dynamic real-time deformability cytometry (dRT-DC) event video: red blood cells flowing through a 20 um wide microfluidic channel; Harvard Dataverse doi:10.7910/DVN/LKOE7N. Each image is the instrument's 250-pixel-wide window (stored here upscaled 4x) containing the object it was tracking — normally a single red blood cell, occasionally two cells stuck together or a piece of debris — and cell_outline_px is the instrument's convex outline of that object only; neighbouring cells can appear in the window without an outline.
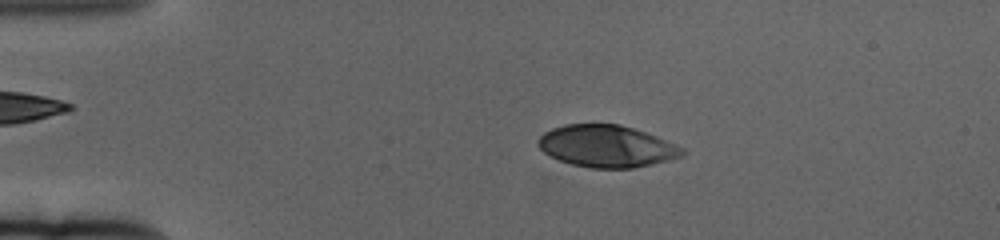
{"species": "human", "species_latin": "Homo sapiens", "temperature_condition": "cold", "stored_images_in_passage": 61, "camera_frame_rate_fps": 3000, "um_per_image_px": 0.085, "donor": {"sex": "female"}, "frame": {"image": 1, "passage_image": 12, "time_ms": 3.667, "image_size_px": [1000, 240], "cell_outline_px": [[684, 156], [652, 164], [632, 168], [588, 168], [572, 164], [560, 160], [544, 152], [536, 144], [536, 140], [544, 132], [552, 128], [564, 124], [620, 124], [656, 136], [684, 148]], "centroid_in_image_um": [51.55, 12.43], "position_along_channel_um": 33.5, "area_um2": 35.2}}
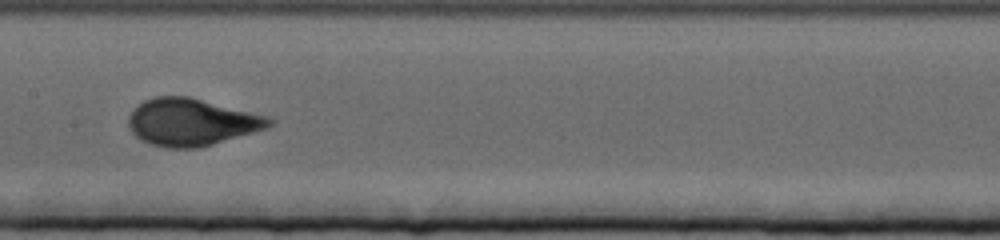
{"frame": {"image": 2, "passage_image": 31, "time_ms": 10.0, "image_size_px": [1000, 240], "cell_outline_px": [[276, 120], [268, 128], [200, 148], [164, 148], [148, 144], [140, 140], [128, 128], [128, 116], [144, 100], [156, 96], [188, 96], [268, 116]], "centroid_in_image_um": [16.28, 10.39], "position_along_channel_um": 191.1, "area_um2": 38.9}}
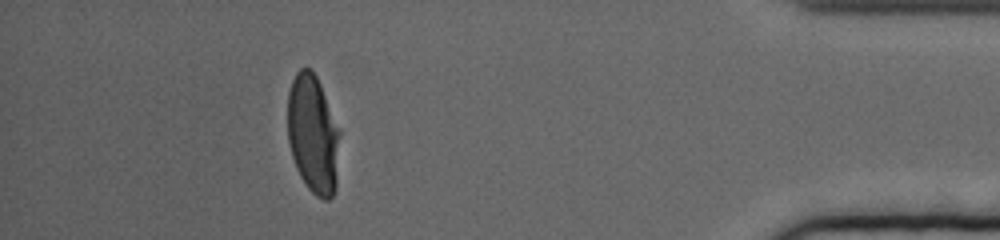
{"frame": {"image": 3, "passage_image": 55, "time_ms": 18.0, "image_size_px": [1000, 240], "cell_outline_px": [[340, 132], [336, 188], [332, 196], [328, 200], [324, 200], [316, 196], [308, 188], [300, 176], [296, 168], [292, 156], [288, 140], [288, 92], [292, 80], [296, 72], [300, 68], [312, 68], [320, 84], [340, 128]], "centroid_in_image_um": [26.61, 11.4], "position_along_channel_um": 408.6, "area_um2": 36.36}, "authors_computed_cell_mechanics": {"area_um2": 36.8764, "velocity_mm_per_s": 3.3105, "shape_relaxation_time_tau1_ms": 4.5244, "shape_relaxation_time_tau2_ms": null, "deformation_change_tau1": 0.2058, "deformation_change_tau2": null}}